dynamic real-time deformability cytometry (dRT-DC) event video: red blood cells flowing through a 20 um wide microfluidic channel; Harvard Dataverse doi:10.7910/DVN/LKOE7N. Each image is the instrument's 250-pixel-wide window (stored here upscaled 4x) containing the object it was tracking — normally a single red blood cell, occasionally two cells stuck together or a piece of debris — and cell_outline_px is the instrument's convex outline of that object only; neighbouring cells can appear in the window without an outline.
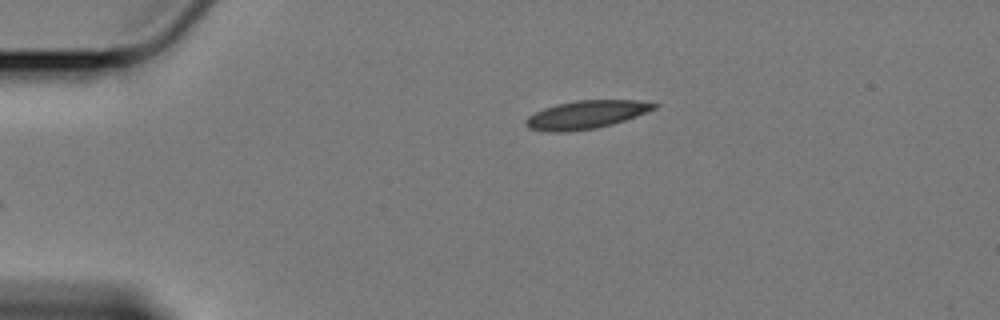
{"species": "Egyptian fruit bat (a non-hibernating species)", "species_latin": "Rousettus aegyptiacus", "temperature_condition": "cold", "stored_images_in_passage": 42, "camera_frame_rate_fps": 3000, "um_per_image_px": 0.085, "animal": {"sex": "female"}, "frame": {"image": 1, "passage_image": 1, "time_ms": 0.0, "image_size_px": [1000, 320], "cell_outline_px": [[660, 104], [656, 108], [636, 116], [612, 124], [596, 128], [568, 132], [548, 132], [528, 128], [524, 124], [524, 120], [528, 116], [544, 108], [556, 104], [576, 100], [636, 100]], "centroid_in_image_um": [49.79, 9.75], "position_along_channel_um": 35.2, "area_um2": 21.1}}
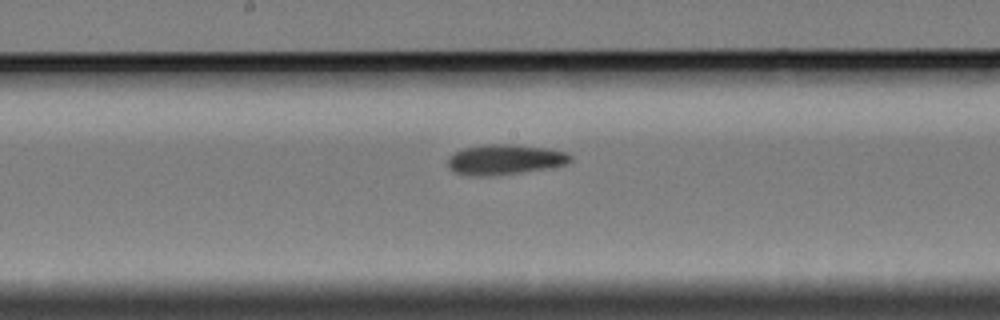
{"frame": {"image": 2, "passage_image": 20, "time_ms": 6.333, "image_size_px": [1000, 320], "cell_outline_px": [[572, 160], [564, 164], [548, 168], [492, 176], [468, 176], [452, 172], [448, 168], [448, 156], [464, 148], [484, 144], [512, 144], [548, 148], [564, 152], [572, 156]], "centroid_in_image_um": [42.85, 13.56], "position_along_channel_um": 205.3, "area_um2": 21.68}}
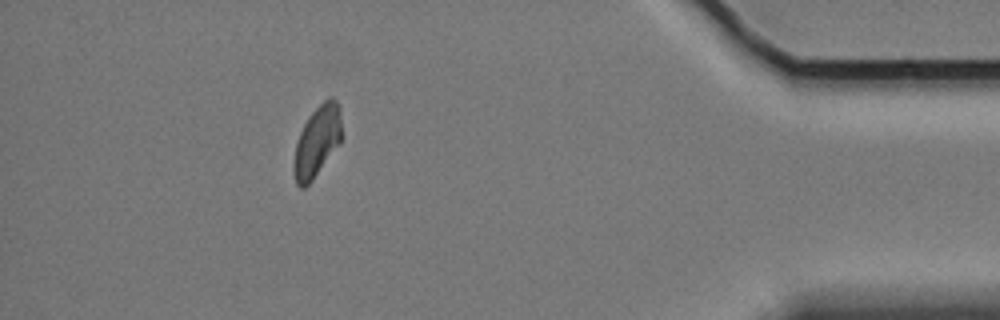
{"frame": {"image": 3, "passage_image": 42, "time_ms": 13.667, "image_size_px": [1000, 320], "cell_outline_px": [[340, 144], [312, 180], [304, 188], [300, 188], [296, 184], [292, 168], [292, 164], [296, 144], [300, 132], [308, 116], [328, 96], [332, 96], [340, 104]], "centroid_in_image_um": [26.93, 12.02], "position_along_channel_um": 408.3, "area_um2": 19.83}, "authors_computed_cell_mechanics": {"area_um2": 21.0681, "velocity_mm_per_s": 3.3865, "shape_relaxation_time_tau1_ms": 8.6891, "shape_relaxation_time_tau2_ms": 7.3295, "deformation_change_tau1": 0.1692, "deformation_change_tau2": 0.1127}}